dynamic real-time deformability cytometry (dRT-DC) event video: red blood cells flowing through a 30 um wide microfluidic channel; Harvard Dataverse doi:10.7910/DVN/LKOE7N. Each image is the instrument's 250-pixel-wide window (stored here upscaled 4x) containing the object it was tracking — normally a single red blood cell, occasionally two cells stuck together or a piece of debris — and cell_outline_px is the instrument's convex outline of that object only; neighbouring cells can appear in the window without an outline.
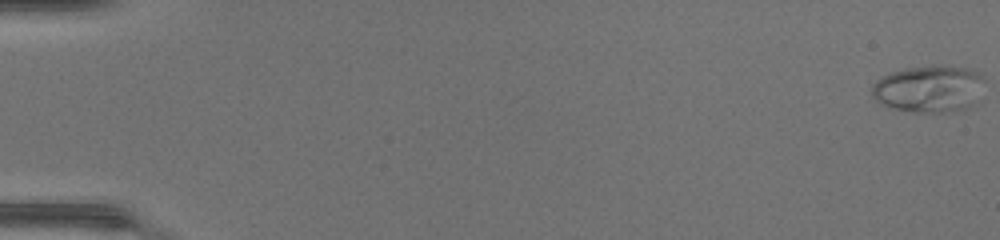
{"species": "common noctule bat (a hibernating species)", "species_latin": "Nyctalus noctula", "temperature_condition": "warm", "stored_images_in_passage": 49, "camera_frame_rate_fps": 3000, "um_per_image_px": 0.085, "animal": {"sex": "female", "body_mass_g": 17.0, "forearm_length_mm": 48.0}, "frame": {"image": 1, "passage_image": 1, "time_ms": 0.0, "image_size_px": [1000, 240], "cell_outline_px": [[984, 80], [968, 104], [960, 108], [944, 112], [916, 112], [896, 108], [884, 104], [876, 100], [872, 92], [872, 84], [876, 80], [892, 72], [912, 68], [964, 68], [976, 72]], "centroid_in_image_um": [78.84, 7.57], "position_along_channel_um": 6.2, "area_um2": 28.61}}
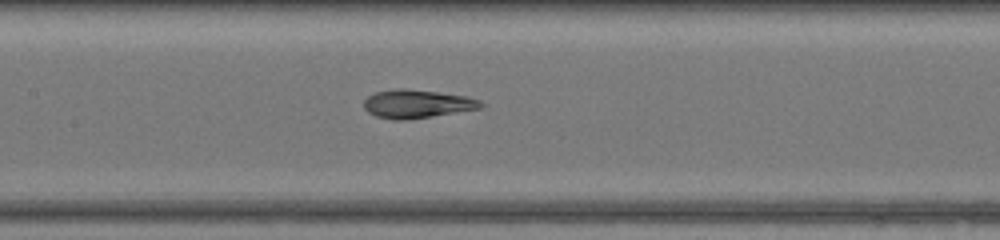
{"frame": {"image": 2, "passage_image": 25, "time_ms": 8.0, "image_size_px": [1000, 240], "cell_outline_px": [[484, 104], [480, 108], [404, 120], [392, 120], [376, 116], [368, 112], [364, 108], [364, 100], [368, 96], [376, 92], [396, 88], [404, 88], [440, 92], [468, 96], [480, 100]], "centroid_in_image_um": [35.42, 8.81], "position_along_channel_um": 172.0, "area_um2": 19.25}}
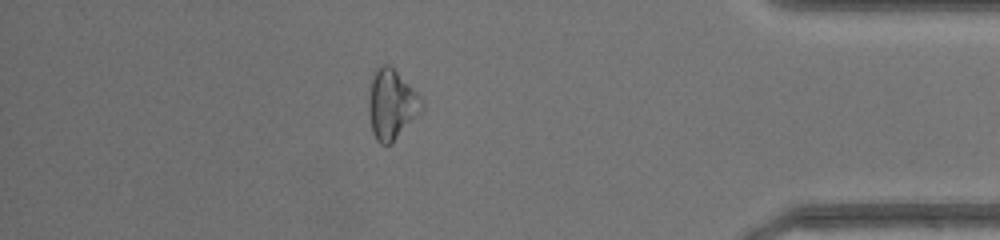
{"frame": {"image": 3, "passage_image": 43, "time_ms": 14.0, "image_size_px": [1000, 240], "cell_outline_px": [[424, 108], [392, 144], [380, 144], [376, 140], [372, 132], [368, 112], [368, 96], [372, 76], [376, 68], [380, 64], [388, 64], [416, 92]], "centroid_in_image_um": [33.24, 8.9], "position_along_channel_um": 402.0, "area_um2": 21.44}, "authors_computed_cell_mechanics": {"area_um2": 21.2126, "velocity_mm_per_s": 4.4184, "shape_relaxation_time_tau1_ms": 4.2712, "shape_relaxation_time_tau2_ms": 1.3378, "deformation_change_tau1": 0.1964, "deformation_change_tau2": 0.0918}}